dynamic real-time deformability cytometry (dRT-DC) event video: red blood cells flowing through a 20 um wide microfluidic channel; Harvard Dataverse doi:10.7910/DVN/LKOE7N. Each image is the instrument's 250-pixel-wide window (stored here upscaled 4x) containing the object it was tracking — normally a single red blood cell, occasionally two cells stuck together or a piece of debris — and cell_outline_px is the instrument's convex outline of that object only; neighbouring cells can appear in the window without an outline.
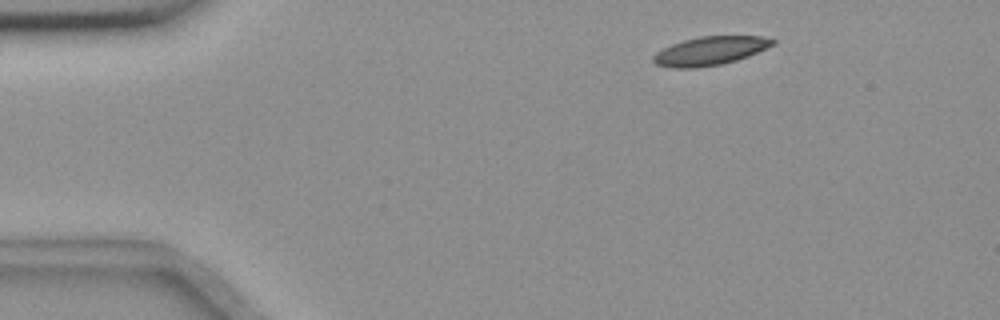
{"species": "common noctule bat (a hibernating species)", "species_latin": "Nyctalus noctula", "temperature_condition": "room temperature", "stored_images_in_passage": 4, "camera_frame_rate_fps": 3000, "um_per_image_px": 0.085, "animal": {"sex": "female", "body_mass_g": 18.4}, "frame": {"image": 1, "passage_image": 2, "time_ms": 1.0, "image_size_px": [1000, 320], "cell_outline_px": [[776, 44], [748, 56], [736, 60], [720, 64], [696, 68], [672, 68], [656, 64], [652, 60], [652, 56], [656, 52], [672, 44], [684, 40], [700, 36], [760, 36], [776, 40]], "centroid_in_image_um": [60.35, 4.32], "position_along_channel_um": 24.6, "area_um2": 19.83}}